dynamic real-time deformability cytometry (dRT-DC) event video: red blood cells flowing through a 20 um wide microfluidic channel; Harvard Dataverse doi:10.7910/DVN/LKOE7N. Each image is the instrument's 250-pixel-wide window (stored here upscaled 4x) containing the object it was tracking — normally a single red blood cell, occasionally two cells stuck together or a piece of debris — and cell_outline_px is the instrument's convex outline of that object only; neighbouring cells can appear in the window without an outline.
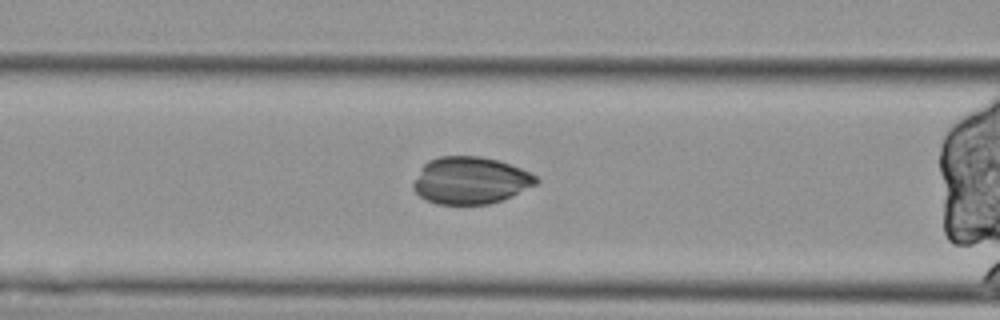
{"species": "Egyptian fruit bat (a non-hibernating species)", "species_latin": "Rousettus aegyptiacus", "temperature_condition": "cold", "stored_images_in_passage": 55, "camera_frame_rate_fps": 3000, "um_per_image_px": 0.085, "animal": {"sex": "female"}, "frame": {"image": 1, "passage_image": 21, "time_ms": 6.667, "image_size_px": [1000, 320], "cell_outline_px": [[540, 180], [536, 184], [512, 196], [488, 204], [436, 204], [420, 196], [412, 188], [412, 184], [420, 168], [428, 160], [440, 156], [480, 156], [496, 160], [520, 168], [536, 176]], "centroid_in_image_um": [39.95, 15.33], "position_along_channel_um": 126.6, "area_um2": 33.58}}
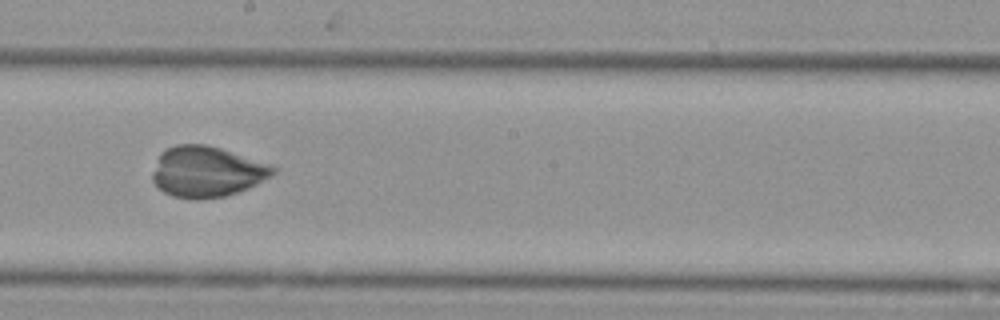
{"frame": {"image": 2, "passage_image": 30, "time_ms": 9.667, "image_size_px": [1000, 320], "cell_outline_px": [[280, 168], [272, 176], [248, 188], [224, 196], [196, 200], [192, 200], [172, 196], [164, 192], [152, 180], [152, 172], [160, 152], [176, 144], [204, 144], [220, 148], [272, 164]], "centroid_in_image_um": [17.6, 14.59], "position_along_channel_um": 230.6, "area_um2": 35.89}}
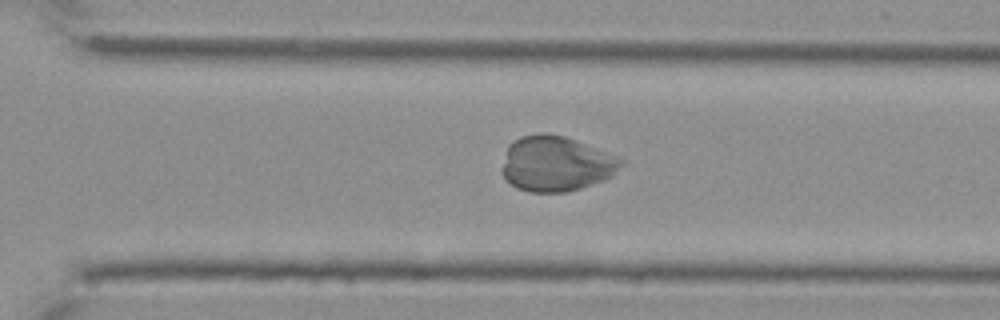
{"frame": {"image": 3, "passage_image": 38, "time_ms": 12.333, "image_size_px": [1000, 320], "cell_outline_px": [[624, 164], [612, 176], [580, 188], [564, 192], [528, 192], [516, 188], [504, 176], [504, 164], [508, 144], [520, 136], [544, 132], [564, 136], [576, 140], [608, 152], [624, 160]], "centroid_in_image_um": [47.29, 13.9], "position_along_channel_um": 323.3, "area_um2": 38.03}}